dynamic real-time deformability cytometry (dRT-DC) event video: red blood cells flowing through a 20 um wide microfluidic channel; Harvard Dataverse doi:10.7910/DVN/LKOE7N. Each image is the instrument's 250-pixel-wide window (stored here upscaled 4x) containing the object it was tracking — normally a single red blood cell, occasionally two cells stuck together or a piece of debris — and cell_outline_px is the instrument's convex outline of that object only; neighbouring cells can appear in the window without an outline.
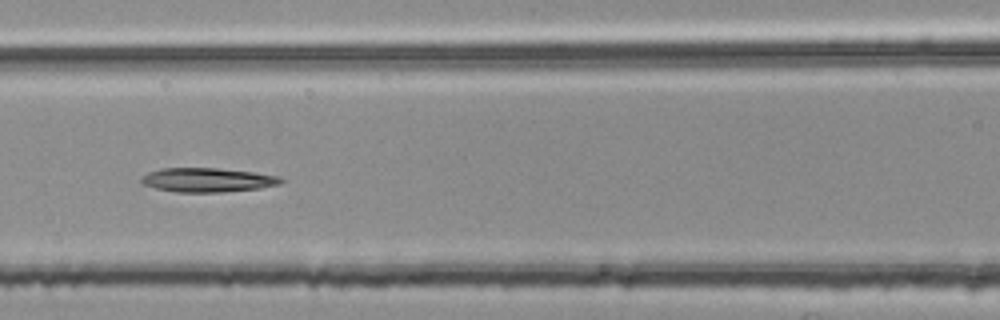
{"species": "common noctule bat (a hibernating species)", "species_latin": "Nyctalus noctula", "temperature_condition": "room temperature", "stored_images_in_passage": 13, "camera_frame_rate_fps": 3000, "um_per_image_px": 0.085, "animal": {"sex": "female", "body_mass_g": 25.1}, "frame": {"image": 1, "passage_image": 8, "time_ms": 2.333, "image_size_px": [1000, 320], "cell_outline_px": [[284, 180], [280, 184], [260, 188], [224, 192], [176, 192], [156, 188], [144, 184], [140, 180], [140, 176], [148, 172], [160, 168], [216, 168], [252, 172], [280, 176]], "centroid_in_image_um": [17.63, 15.29], "position_along_channel_um": 149.0, "area_um2": 19.65}}
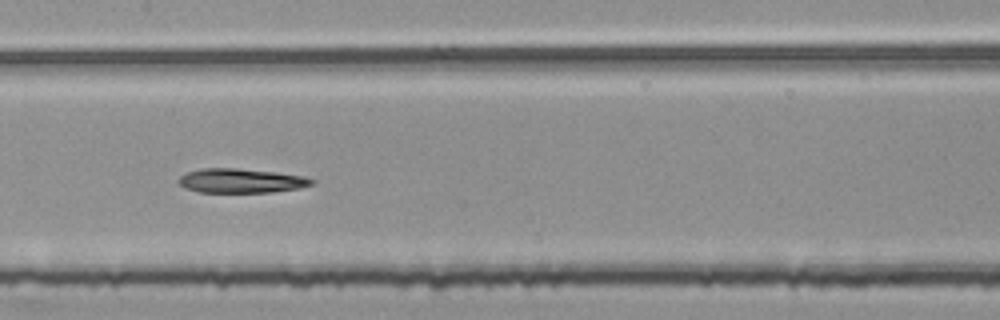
{"frame": {"image": 2, "passage_image": 11, "time_ms": 3.333, "image_size_px": [1000, 320], "cell_outline_px": [[316, 180], [312, 184], [300, 188], [272, 192], [200, 192], [184, 188], [176, 180], [180, 176], [188, 172], [200, 168], [236, 168], [276, 172], [304, 176]], "centroid_in_image_um": [20.48, 15.36], "position_along_channel_um": 186.9, "area_um2": 18.9}}